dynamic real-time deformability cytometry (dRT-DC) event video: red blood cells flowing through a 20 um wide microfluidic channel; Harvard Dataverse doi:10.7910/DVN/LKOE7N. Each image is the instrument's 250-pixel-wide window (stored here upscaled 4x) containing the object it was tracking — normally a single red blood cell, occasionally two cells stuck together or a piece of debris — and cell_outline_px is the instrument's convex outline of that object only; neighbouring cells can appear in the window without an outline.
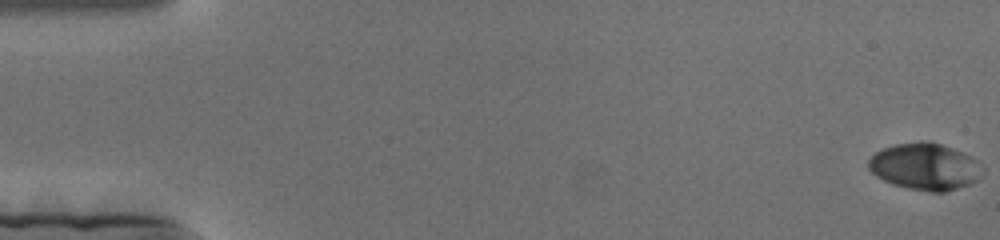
{"species": "human", "species_latin": "Homo sapiens", "temperature_condition": "cold", "stored_images_in_passage": 176, "camera_frame_rate_fps": 3000, "um_per_image_px": 0.085, "donor": {"sex": "female"}, "frame": {"image": 1, "passage_image": 1, "time_ms": 0.0, "image_size_px": [1000, 240], "cell_outline_px": [[984, 172], [976, 180], [968, 184], [944, 192], [932, 192], [908, 188], [892, 184], [876, 176], [868, 168], [868, 160], [876, 152], [884, 148], [896, 144], [920, 140], [928, 140], [940, 144], [972, 156], [984, 168]], "centroid_in_image_um": [78.62, 14.15], "position_along_channel_um": 6.4, "area_um2": 31.04}}
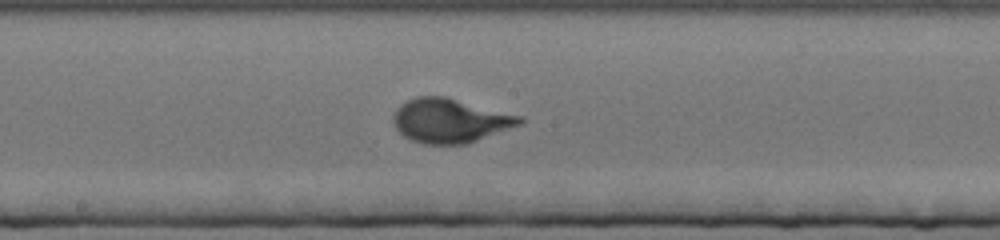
{"frame": {"image": 2, "passage_image": 95, "time_ms": 31.333, "image_size_px": [1000, 240], "cell_outline_px": [[524, 124], [468, 144], [424, 144], [412, 140], [404, 136], [396, 128], [392, 120], [392, 116], [396, 108], [400, 104], [416, 96], [444, 96], [524, 116]], "centroid_in_image_um": [38.3, 10.25], "position_along_channel_um": 209.9, "area_um2": 32.95}}
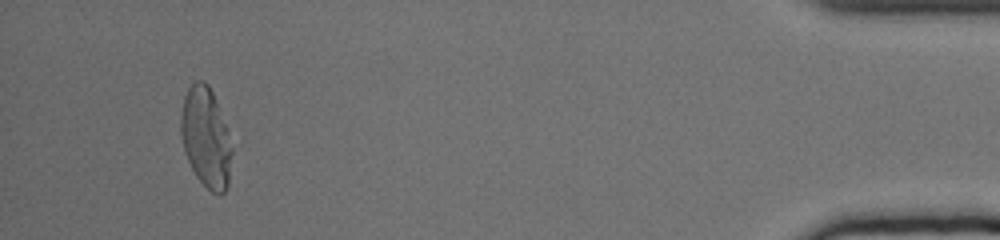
{"frame": {"image": 3, "passage_image": 166, "time_ms": 55.0, "image_size_px": [1000, 240], "cell_outline_px": [[232, 152], [228, 184], [224, 192], [220, 196], [212, 192], [196, 176], [184, 152], [180, 132], [180, 116], [184, 96], [188, 88], [196, 80], [204, 80], [208, 84], [212, 92], [228, 128], [232, 148]], "centroid_in_image_um": [17.5, 11.68], "position_along_channel_um": 417.7, "area_um2": 29.88}}